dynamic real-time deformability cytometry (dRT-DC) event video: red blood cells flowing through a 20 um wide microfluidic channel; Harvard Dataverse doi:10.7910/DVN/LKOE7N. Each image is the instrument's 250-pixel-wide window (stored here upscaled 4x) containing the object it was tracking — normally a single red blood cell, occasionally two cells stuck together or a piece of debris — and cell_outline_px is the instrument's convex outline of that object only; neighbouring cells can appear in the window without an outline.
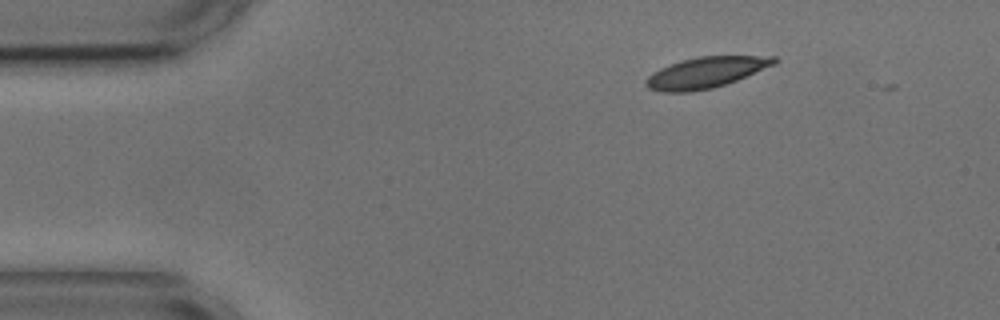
{"species": "common noctule bat (a hibernating species)", "species_latin": "Nyctalus noctula", "temperature_condition": "cold", "stored_images_in_passage": 4, "camera_frame_rate_fps": 3000, "um_per_image_px": 0.085, "animal": {"sex": "male", "body_mass_g": 17.9, "forearm_length_mm": 54.2}, "frame": {"image": 1, "passage_image": 1, "time_ms": 0.0, "image_size_px": [1000, 320], "cell_outline_px": [[780, 60], [776, 64], [736, 80], [712, 88], [692, 92], [660, 92], [648, 88], [644, 84], [644, 80], [652, 72], [660, 68], [680, 60], [696, 56], [776, 56]], "centroid_in_image_um": [59.97, 6.16], "position_along_channel_um": 25.0, "area_um2": 23.29}}